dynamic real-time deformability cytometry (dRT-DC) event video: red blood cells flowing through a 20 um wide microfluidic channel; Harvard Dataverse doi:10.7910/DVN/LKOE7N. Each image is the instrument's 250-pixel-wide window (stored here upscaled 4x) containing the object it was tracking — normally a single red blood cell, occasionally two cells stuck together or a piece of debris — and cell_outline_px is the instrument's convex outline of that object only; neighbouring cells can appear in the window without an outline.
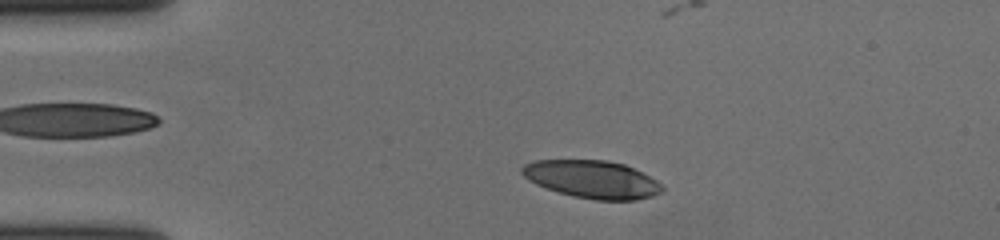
{"species": "human", "species_latin": "Homo sapiens", "temperature_condition": "cold", "stored_images_in_passage": 42, "camera_frame_rate_fps": 3000, "um_per_image_px": 0.085, "donor": {"sex": "female"}, "frame": {"image": 1, "passage_image": 5, "time_ms": 1.333, "image_size_px": [1000, 240], "cell_outline_px": [[664, 188], [660, 192], [652, 196], [636, 200], [596, 200], [572, 196], [536, 184], [528, 180], [520, 172], [520, 168], [524, 164], [536, 160], [608, 160], [624, 164], [656, 180]], "centroid_in_image_um": [50.3, 15.24], "position_along_channel_um": 34.7, "area_um2": 30.63}}
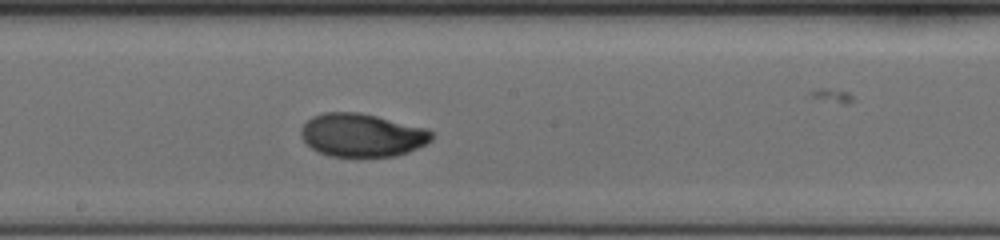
{"frame": {"image": 2, "passage_image": 24, "time_ms": 7.667, "image_size_px": [1000, 240], "cell_outline_px": [[432, 140], [408, 152], [396, 156], [328, 156], [312, 148], [300, 136], [300, 128], [312, 116], [324, 112], [356, 112], [376, 116], [428, 128], [432, 132]], "centroid_in_image_um": [30.76, 11.48], "position_along_channel_um": 217.4, "area_um2": 32.77}}
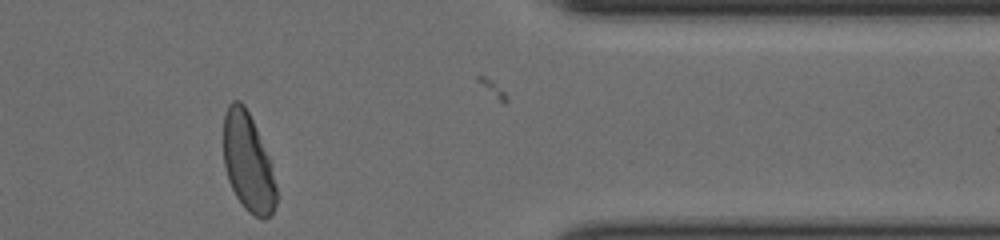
{"frame": {"image": 3, "passage_image": 40, "time_ms": 13.0, "image_size_px": [1000, 240], "cell_outline_px": [[276, 204], [272, 216], [264, 220], [260, 220], [248, 212], [244, 208], [236, 196], [228, 180], [224, 168], [224, 112], [228, 104], [232, 100], [240, 100], [244, 104], [256, 128], [268, 156], [276, 184]], "centroid_in_image_um": [21.07, 13.84], "position_along_channel_um": 390.3, "area_um2": 30.4}, "authors_computed_cell_mechanics": {"area_um2": 32.5703, "velocity_mm_per_s": 3.6383, "shape_relaxation_time_tau1_ms": 3.7781, "shape_relaxation_time_tau2_ms": 1.1573, "deformation_change_tau1": 0.1986, "deformation_change_tau2": 0.031}}